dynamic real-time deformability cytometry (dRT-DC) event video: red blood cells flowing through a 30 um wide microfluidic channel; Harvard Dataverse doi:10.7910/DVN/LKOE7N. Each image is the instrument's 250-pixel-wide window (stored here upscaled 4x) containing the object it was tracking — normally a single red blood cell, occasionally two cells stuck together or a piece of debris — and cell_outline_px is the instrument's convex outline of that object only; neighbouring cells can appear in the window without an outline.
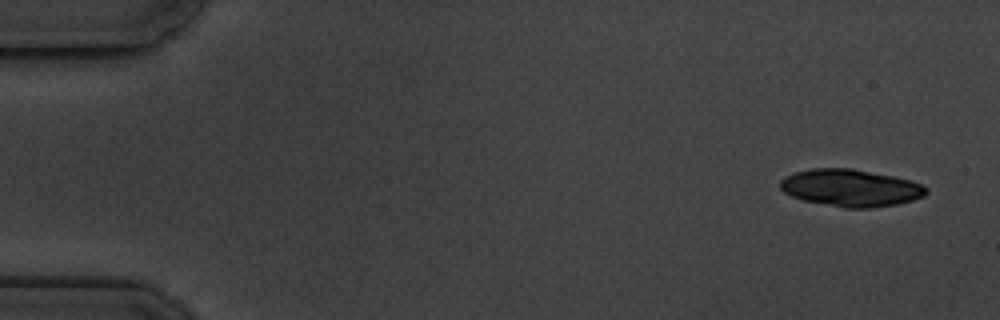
{"species": "common noctule bat (a hibernating species)", "species_latin": "Nyctalus noctula", "temperature_condition": "cold", "stored_images_in_passage": 11, "segment_of_instrument_passage": [1, 2], "camera_frame_rate_fps": 3000, "um_per_image_px": 0.085, "animal": {"sex": "male", "body_mass_g": 19.5, "forearm_length_mm": 54.6}, "frame": {"image": 1, "passage_image": 1, "time_ms": 0.0, "image_size_px": [1000, 320], "cell_outline_px": [[928, 192], [924, 196], [912, 200], [896, 204], [872, 208], [844, 208], [804, 200], [792, 196], [784, 192], [780, 188], [780, 180], [796, 172], [812, 168], [852, 168], [912, 180], [924, 184], [928, 188]], "centroid_in_image_um": [72.35, 15.97], "position_along_channel_um": 12.7, "area_um2": 31.62}}